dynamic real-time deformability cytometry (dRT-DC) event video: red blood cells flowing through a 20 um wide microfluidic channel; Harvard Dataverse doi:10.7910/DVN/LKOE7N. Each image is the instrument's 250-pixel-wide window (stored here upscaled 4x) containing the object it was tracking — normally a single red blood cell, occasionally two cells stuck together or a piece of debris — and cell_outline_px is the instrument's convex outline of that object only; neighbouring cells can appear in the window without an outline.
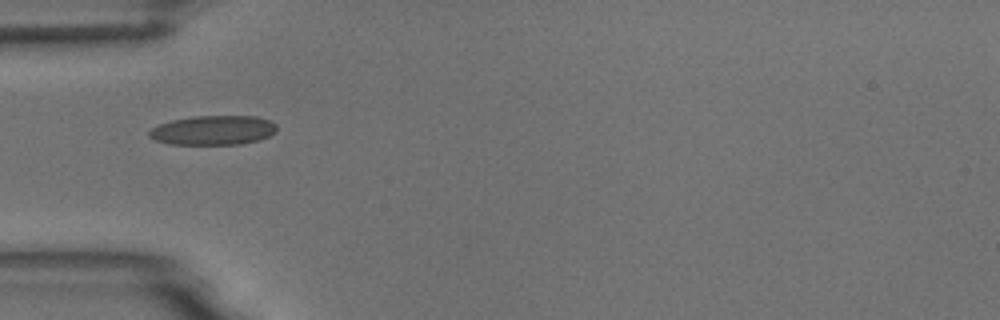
{"species": "common noctule bat (a hibernating species)", "species_latin": "Nyctalus noctula", "temperature_condition": "room temperature", "stored_images_in_passage": 3, "camera_frame_rate_fps": 3000, "um_per_image_px": 0.085, "animal": {"sex": "male", "body_mass_g": 18.8}, "frame": {"image": 1, "passage_image": 2, "time_ms": 1.333, "image_size_px": [1000, 320], "cell_outline_px": [[276, 132], [260, 140], [240, 144], [168, 144], [156, 140], [148, 136], [148, 132], [152, 128], [160, 124], [172, 120], [192, 116], [256, 116], [268, 120], [276, 124]], "centroid_in_image_um": [18.12, 11.07], "position_along_channel_um": 66.9, "area_um2": 21.85}}